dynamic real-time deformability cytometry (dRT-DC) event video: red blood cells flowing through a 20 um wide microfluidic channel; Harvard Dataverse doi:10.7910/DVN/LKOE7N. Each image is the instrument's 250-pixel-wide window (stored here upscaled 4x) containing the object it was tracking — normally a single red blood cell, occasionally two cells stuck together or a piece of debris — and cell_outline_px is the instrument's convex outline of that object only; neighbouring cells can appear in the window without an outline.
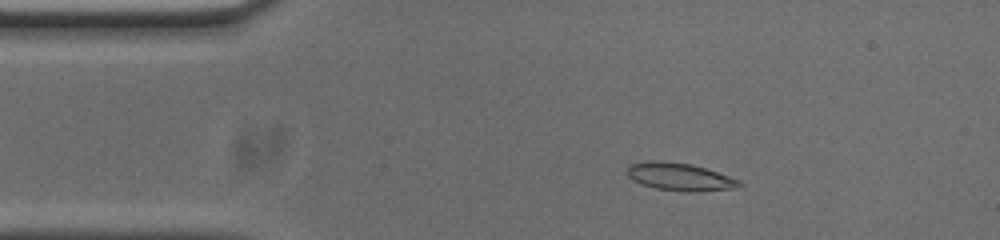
{"species": "common noctule bat (a hibernating species)", "species_latin": "Nyctalus noctula", "temperature_condition": "cold", "stored_images_in_passage": 52, "camera_frame_rate_fps": 3000, "um_per_image_px": 0.085, "animal": {"sex": "male", "body_mass_g": 20.0, "forearm_length_mm": 53.3}, "frame": {"image": 1, "passage_image": 8, "time_ms": 2.333, "image_size_px": [1000, 240], "cell_outline_px": [[744, 184], [740, 188], [692, 192], [684, 192], [656, 188], [640, 184], [632, 180], [628, 176], [628, 168], [632, 164], [648, 160], [660, 160], [692, 164], [740, 180]], "centroid_in_image_um": [57.8, 15.04], "position_along_channel_um": 27.2, "area_um2": 18.21}}
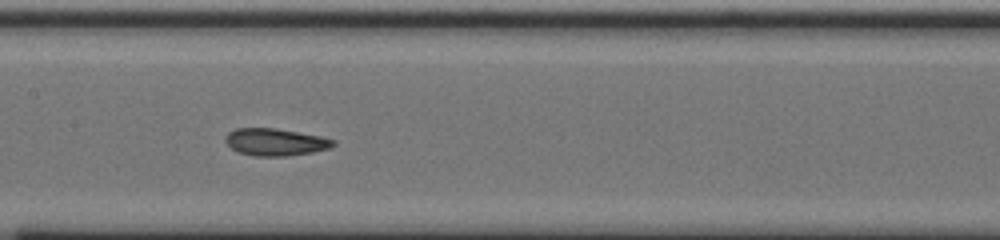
{"frame": {"image": 2, "passage_image": 24, "time_ms": 7.667, "image_size_px": [1000, 240], "cell_outline_px": [[336, 144], [332, 148], [312, 152], [288, 156], [252, 156], [236, 152], [224, 140], [228, 132], [236, 128], [276, 128], [320, 136], [336, 140]], "centroid_in_image_um": [23.42, 12.08], "position_along_channel_um": 184.0, "area_um2": 17.28}}
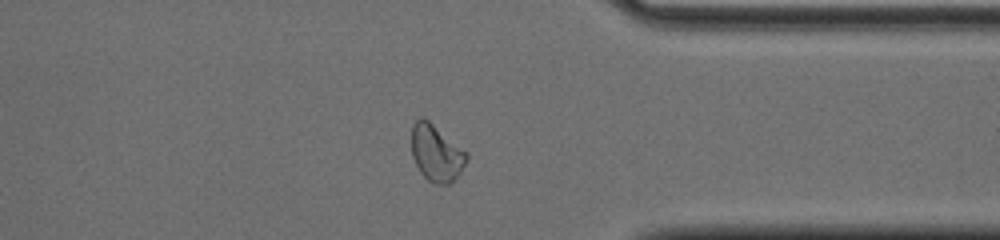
{"frame": {"image": 3, "passage_image": 40, "time_ms": 13.0, "image_size_px": [1000, 240], "cell_outline_px": [[468, 160], [460, 172], [448, 184], [432, 184], [420, 172], [412, 156], [412, 124], [420, 116], [428, 120], [468, 152]], "centroid_in_image_um": [37.09, 13.0], "position_along_channel_um": 374.3, "area_um2": 18.15}, "authors_computed_cell_mechanics": {"area_um2": 17.4267, "velocity_mm_per_s": 3.7542, "shape_relaxation_time_tau1_ms": 4.8662, "shape_relaxation_time_tau2_ms": 2.3177, "deformation_change_tau1": 0.1272, "deformation_change_tau2": 0.0812}}